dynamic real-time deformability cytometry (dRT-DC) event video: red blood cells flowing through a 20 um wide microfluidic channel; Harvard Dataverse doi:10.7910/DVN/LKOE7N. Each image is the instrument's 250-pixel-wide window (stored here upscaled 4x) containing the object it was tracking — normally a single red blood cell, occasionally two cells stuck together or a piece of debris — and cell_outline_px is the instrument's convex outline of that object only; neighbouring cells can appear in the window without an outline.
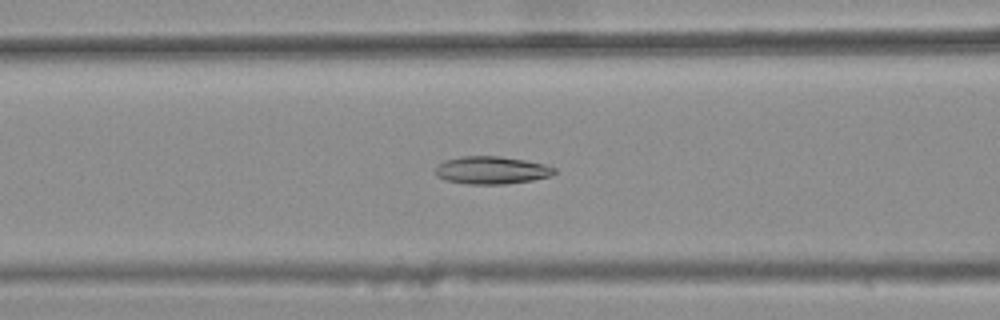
{"species": "common noctule bat (a hibernating species)", "species_latin": "Nyctalus noctula", "temperature_condition": "warm", "stored_images_in_passage": 42, "camera_frame_rate_fps": 3000, "um_per_image_px": 0.085, "animal": {"sex": "female", "body_mass_g": 25.1}, "frame": {"image": 1, "passage_image": 20, "time_ms": 6.333, "image_size_px": [1000, 320], "cell_outline_px": [[556, 172], [552, 176], [532, 180], [508, 184], [468, 184], [444, 180], [436, 176], [436, 164], [444, 160], [464, 156], [500, 156], [524, 160], [544, 164], [556, 168]], "centroid_in_image_um": [41.77, 14.47], "position_along_channel_um": 124.8, "area_um2": 19.36}}
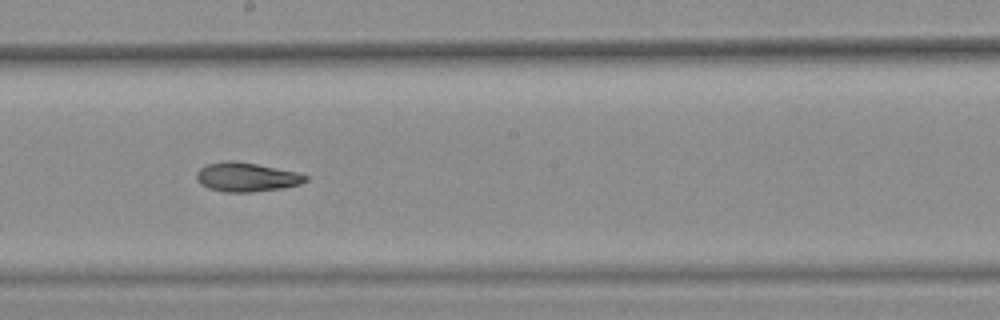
{"frame": {"image": 2, "passage_image": 28, "time_ms": 9.0, "image_size_px": [1000, 320], "cell_outline_px": [[308, 180], [300, 184], [284, 188], [252, 192], [224, 192], [208, 188], [200, 184], [196, 180], [196, 172], [200, 168], [208, 164], [228, 160], [232, 160], [256, 164], [296, 172], [308, 176]], "centroid_in_image_um": [20.93, 15.06], "position_along_channel_um": 227.3, "area_um2": 18.5}}
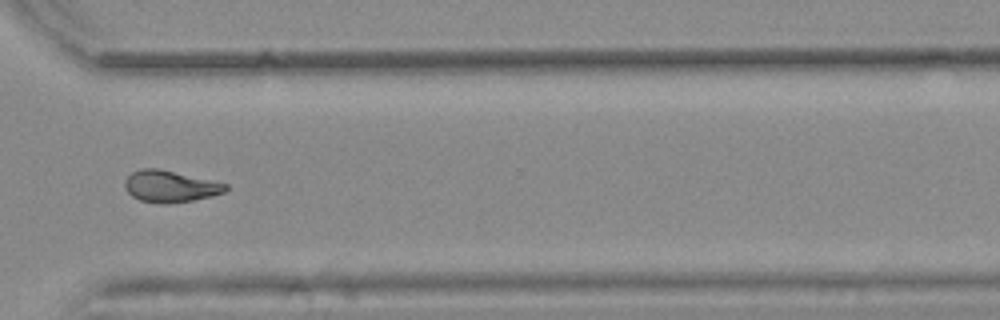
{"frame": {"image": 3, "passage_image": 38, "time_ms": 12.333, "image_size_px": [1000, 320], "cell_outline_px": [[228, 188], [224, 192], [212, 196], [192, 200], [168, 204], [160, 204], [140, 200], [132, 196], [124, 188], [124, 180], [132, 172], [140, 168], [160, 168], [228, 184]], "centroid_in_image_um": [14.44, 15.84], "position_along_channel_um": 356.2, "area_um2": 18.73}, "authors_computed_cell_mechanics": {"area_um2": 18.7272, "velocity_mm_per_s": 3.851, "shape_relaxation_time_tau1_ms": null, "shape_relaxation_time_tau2_ms": 5.4937, "deformation_change_tau1": null, "deformation_change_tau2": 0.1073}}